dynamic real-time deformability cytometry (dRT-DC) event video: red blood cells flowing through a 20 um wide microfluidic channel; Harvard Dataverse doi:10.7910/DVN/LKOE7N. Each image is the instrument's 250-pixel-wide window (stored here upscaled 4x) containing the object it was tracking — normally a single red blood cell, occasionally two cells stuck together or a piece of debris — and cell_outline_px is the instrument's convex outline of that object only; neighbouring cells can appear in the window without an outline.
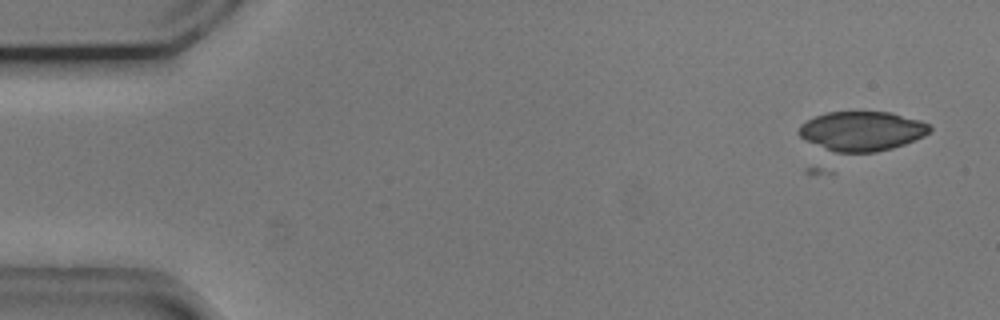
{"species": "common noctule bat (a hibernating species)", "species_latin": "Nyctalus noctula", "temperature_condition": "cold", "stored_images_in_passage": 4, "camera_frame_rate_fps": 3000, "um_per_image_px": 0.085, "animal": {"sex": "male", "body_mass_g": 20.5, "forearm_length_mm": 52.5}, "frame": {"image": 1, "passage_image": 1, "time_ms": 0.0, "image_size_px": [1000, 320], "cell_outline_px": [[932, 128], [924, 136], [904, 144], [892, 148], [876, 152], [836, 152], [804, 140], [796, 132], [800, 124], [824, 112], [892, 112], [920, 120], [928, 124]], "centroid_in_image_um": [73.25, 11.13], "position_along_channel_um": 11.8, "area_um2": 30.06}}